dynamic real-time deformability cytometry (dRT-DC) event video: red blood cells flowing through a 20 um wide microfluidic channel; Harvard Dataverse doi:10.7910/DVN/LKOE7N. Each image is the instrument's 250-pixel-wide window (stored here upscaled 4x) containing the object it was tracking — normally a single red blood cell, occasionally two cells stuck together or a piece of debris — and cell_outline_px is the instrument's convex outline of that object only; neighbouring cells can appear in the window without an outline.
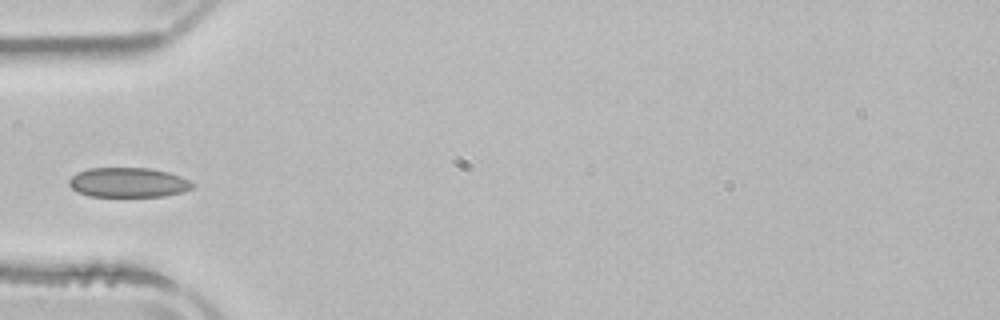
{"species": "common noctule bat (a hibernating species)", "species_latin": "Nyctalus noctula", "temperature_condition": "room temperature", "stored_images_in_passage": 3, "camera_frame_rate_fps": 3000, "um_per_image_px": 0.085, "animal": {"sex": "male", "body_mass_g": 21.5, "forearm_length_mm": 52.0}, "frame": {"image": 1, "passage_image": 3, "time_ms": 3.0, "image_size_px": [1000, 320], "cell_outline_px": [[196, 184], [192, 188], [184, 192], [164, 196], [88, 196], [76, 192], [68, 184], [68, 180], [72, 176], [88, 168], [152, 168], [168, 172], [180, 176]], "centroid_in_image_um": [10.91, 15.51], "position_along_channel_um": 74.1, "area_um2": 21.44}}